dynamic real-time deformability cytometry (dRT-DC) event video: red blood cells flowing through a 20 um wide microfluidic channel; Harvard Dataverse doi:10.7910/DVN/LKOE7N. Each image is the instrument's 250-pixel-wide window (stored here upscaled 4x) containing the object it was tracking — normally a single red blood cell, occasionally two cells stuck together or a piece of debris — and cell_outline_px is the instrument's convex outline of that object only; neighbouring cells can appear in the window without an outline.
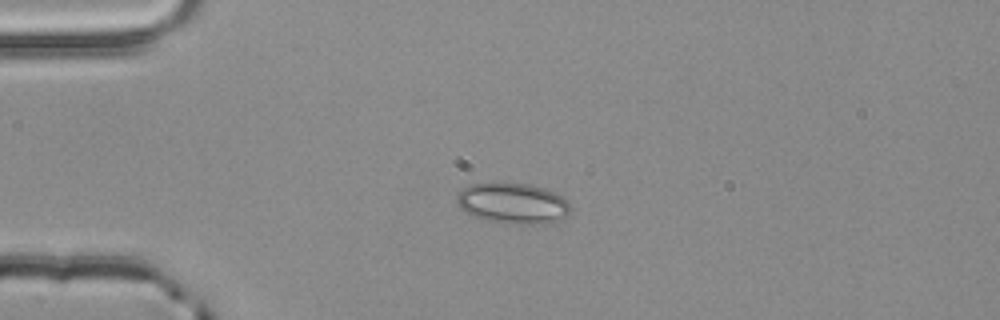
{"species": "common noctule bat (a hibernating species)", "species_latin": "Nyctalus noctula", "temperature_condition": "room temperature", "stored_images_in_passage": 42, "camera_frame_rate_fps": 3000, "um_per_image_px": 0.085, "animal": {"sex": "male", "body_mass_g": 20.4}, "frame": {"image": 1, "passage_image": 1, "time_ms": 0.0, "image_size_px": [1000, 320], "cell_outline_px": [[572, 208], [564, 216], [556, 220], [544, 224], [528, 224], [488, 220], [464, 212], [460, 208], [456, 200], [456, 196], [464, 188], [472, 184], [532, 184], [556, 192]], "centroid_in_image_um": [43.59, 17.28], "position_along_channel_um": 41.4, "area_um2": 26.24}}
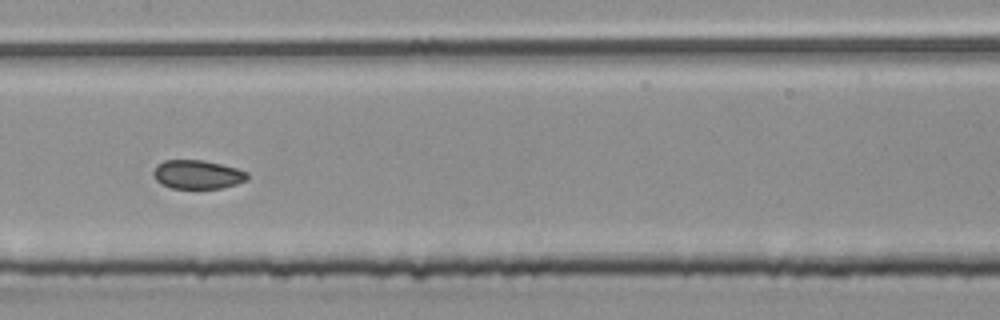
{"frame": {"image": 2, "passage_image": 15, "time_ms": 4.667, "image_size_px": [1000, 320], "cell_outline_px": [[248, 180], [236, 184], [220, 188], [172, 188], [160, 184], [156, 180], [152, 172], [156, 164], [164, 160], [204, 160], [236, 168], [248, 172]], "centroid_in_image_um": [16.76, 14.83], "position_along_channel_um": 190.6, "area_um2": 15.84}}
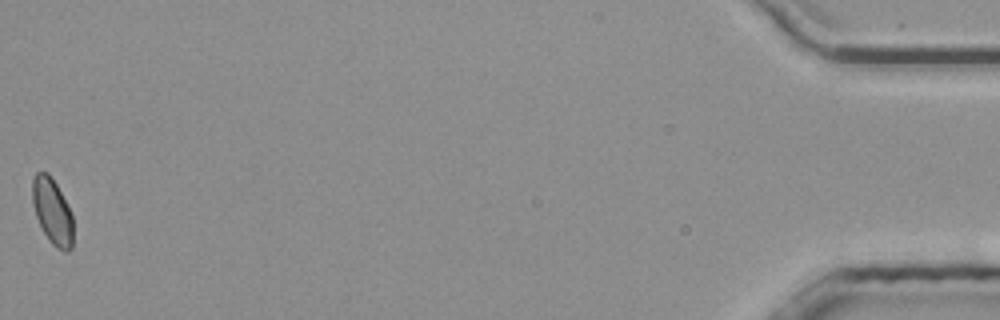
{"frame": {"image": 3, "passage_image": 42, "time_ms": 13.667, "image_size_px": [1000, 320], "cell_outline_px": [[72, 248], [68, 252], [64, 252], [56, 248], [48, 240], [36, 216], [32, 204], [32, 176], [36, 172], [48, 172], [56, 184], [72, 212]], "centroid_in_image_um": [4.44, 17.97], "position_along_channel_um": 430.8, "area_um2": 15.78}, "authors_computed_cell_mechanics": {"area_um2": 16.1262, "velocity_mm_per_s": 3.8233, "shape_relaxation_time_tau1_ms": null, "shape_relaxation_time_tau2_ms": 1.3019, "deformation_change_tau1": null, "deformation_change_tau2": 0.0514}}